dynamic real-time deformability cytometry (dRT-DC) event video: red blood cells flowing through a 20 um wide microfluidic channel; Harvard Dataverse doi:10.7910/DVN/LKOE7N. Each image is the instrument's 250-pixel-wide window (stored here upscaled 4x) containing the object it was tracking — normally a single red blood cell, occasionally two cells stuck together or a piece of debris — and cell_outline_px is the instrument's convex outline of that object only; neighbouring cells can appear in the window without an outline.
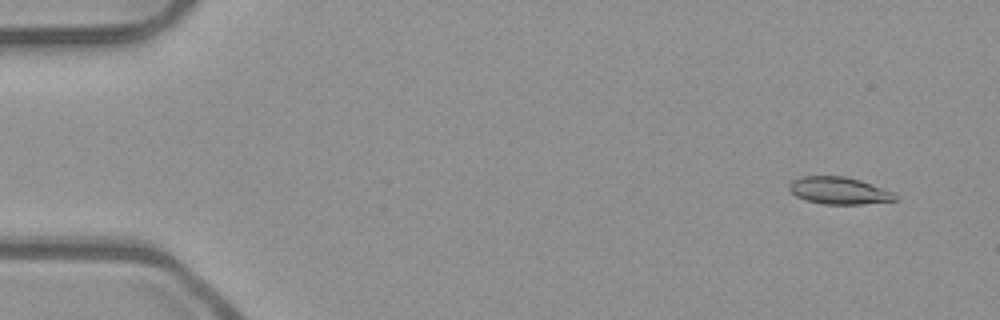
{"species": "common noctule bat (a hibernating species)", "species_latin": "Nyctalus noctula", "temperature_condition": "room temperature", "stored_images_in_passage": 53, "camera_frame_rate_fps": 3000, "um_per_image_px": 0.085, "animal": {"sex": "male", "body_mass_g": 23.1, "forearm_length_mm": 52.7}, "frame": {"image": 1, "passage_image": 4, "time_ms": 1.0, "image_size_px": [1000, 320], "cell_outline_px": [[896, 200], [864, 204], [824, 204], [808, 200], [796, 196], [788, 188], [788, 184], [792, 180], [800, 176], [844, 176], [860, 180], [892, 192], [896, 196]], "centroid_in_image_um": [71.27, 16.19], "position_along_channel_um": 13.7, "area_um2": 16.59}}
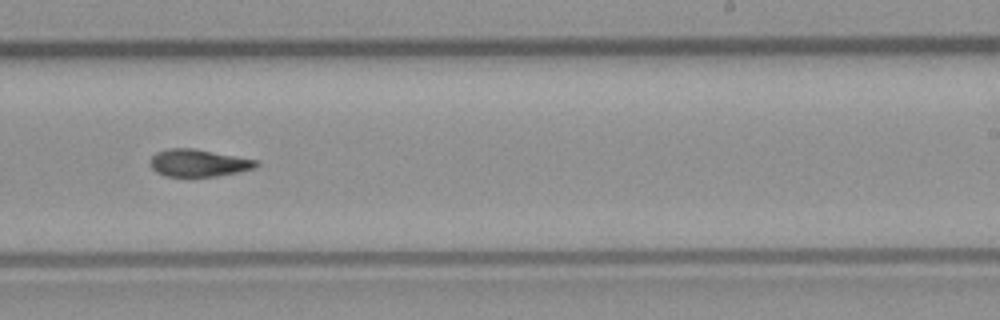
{"frame": {"image": 2, "passage_image": 33, "time_ms": 10.667, "image_size_px": [1000, 320], "cell_outline_px": [[260, 164], [256, 168], [240, 172], [216, 176], [164, 176], [156, 172], [152, 168], [148, 160], [156, 152], [168, 148], [196, 148], [256, 160]], "centroid_in_image_um": [16.86, 13.84], "position_along_channel_um": 272.1, "area_um2": 17.05}}
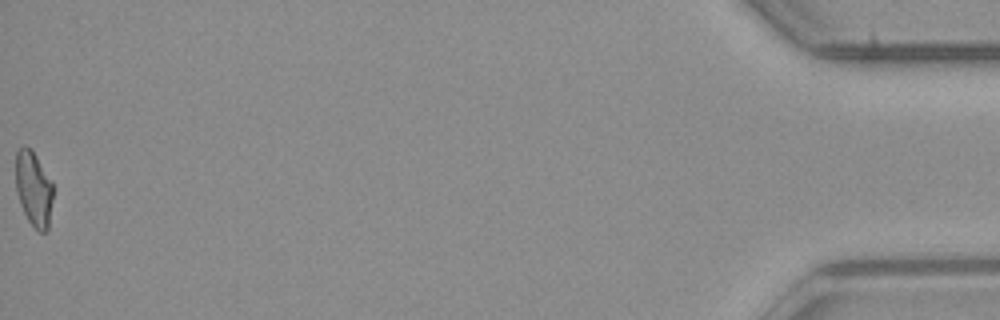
{"frame": {"image": 3, "passage_image": 53, "time_ms": 17.333, "image_size_px": [1000, 320], "cell_outline_px": [[52, 200], [48, 232], [40, 232], [28, 220], [20, 204], [16, 192], [16, 152], [24, 144], [32, 148], [52, 180]], "centroid_in_image_um": [2.86, 16.01], "position_along_channel_um": 432.3, "area_um2": 16.53}, "authors_computed_cell_mechanics": {"area_um2": 17.051, "velocity_mm_per_s": 3.9779, "shape_relaxation_time_tau1_ms": null, "shape_relaxation_time_tau2_ms": 4.2916, "deformation_change_tau1": null, "deformation_change_tau2": 0.1053}}